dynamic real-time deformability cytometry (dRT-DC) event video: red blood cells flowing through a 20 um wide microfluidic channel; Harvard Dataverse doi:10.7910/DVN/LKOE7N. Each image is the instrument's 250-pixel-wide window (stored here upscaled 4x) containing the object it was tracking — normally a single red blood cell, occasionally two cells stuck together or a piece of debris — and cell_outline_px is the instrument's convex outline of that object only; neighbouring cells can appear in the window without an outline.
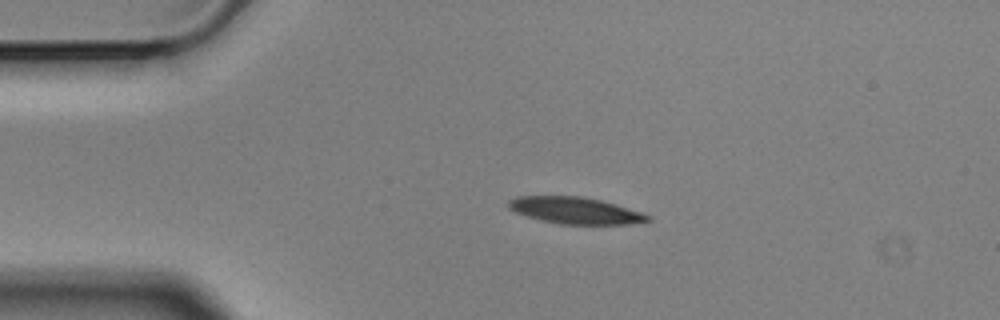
{"species": "Egyptian fruit bat (a non-hibernating species)", "species_latin": "Rousettus aegyptiacus", "temperature_condition": "cold", "stored_images_in_passage": 4, "camera_frame_rate_fps": 3000, "um_per_image_px": 0.085, "animal": {"sex": "male"}, "frame": {"image": 1, "passage_image": 3, "time_ms": 0.667, "image_size_px": [1000, 320], "cell_outline_px": [[652, 220], [628, 224], [560, 224], [540, 220], [516, 212], [508, 208], [508, 200], [516, 196], [580, 196], [600, 200], [616, 204], [652, 216]], "centroid_in_image_um": [48.89, 17.89], "position_along_channel_um": 36.1, "area_um2": 21.56}}